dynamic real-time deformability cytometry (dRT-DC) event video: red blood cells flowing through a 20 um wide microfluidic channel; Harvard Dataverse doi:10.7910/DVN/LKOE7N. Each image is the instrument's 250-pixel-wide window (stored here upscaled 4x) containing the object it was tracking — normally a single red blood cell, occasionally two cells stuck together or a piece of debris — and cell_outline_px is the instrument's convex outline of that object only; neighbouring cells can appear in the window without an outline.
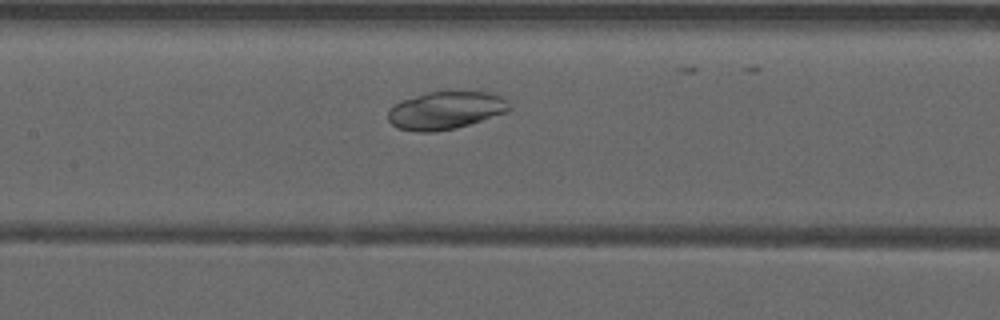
{"species": "common noctule bat (a hibernating species)", "species_latin": "Nyctalus noctula", "temperature_condition": "warm", "stored_images_in_passage": 41, "camera_frame_rate_fps": 3000, "um_per_image_px": 0.085, "animal": {"sex": "male", "forearm_length_mm": 52.5}, "frame": {"image": 1, "passage_image": 22, "time_ms": 7.0, "image_size_px": [1000, 320], "cell_outline_px": [[512, 108], [508, 112], [456, 128], [432, 132], [416, 132], [396, 128], [388, 120], [388, 108], [392, 104], [428, 92], [488, 92], [504, 96]], "centroid_in_image_um": [37.88, 9.39], "position_along_channel_um": 169.5, "area_um2": 26.82}}
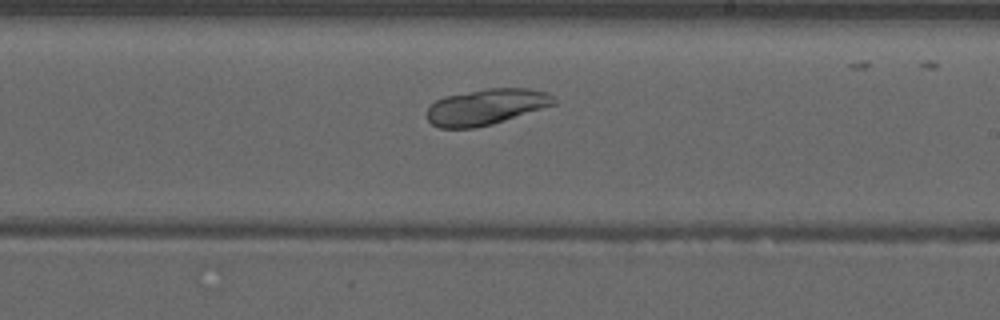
{"frame": {"image": 2, "passage_image": 28, "time_ms": 9.0, "image_size_px": [1000, 320], "cell_outline_px": [[556, 104], [492, 124], [476, 128], [440, 128], [432, 124], [428, 120], [428, 108], [436, 100], [444, 96], [488, 88], [528, 88], [548, 92], [556, 100]], "centroid_in_image_um": [41.33, 9.08], "position_along_channel_um": 247.7, "area_um2": 26.47}}
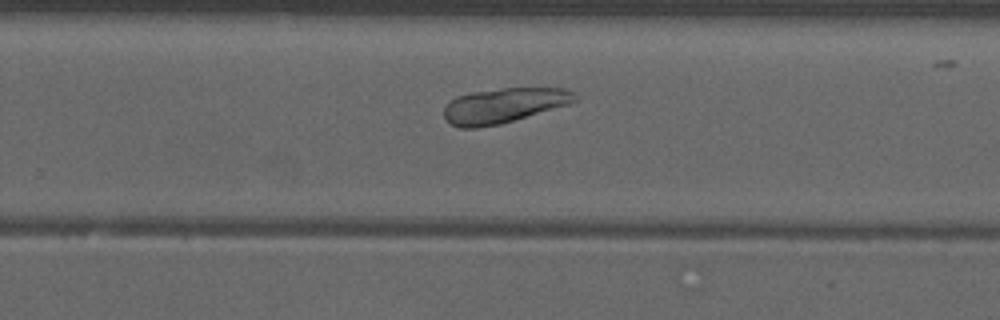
{"frame": {"image": 3, "passage_image": 31, "time_ms": 10.0, "image_size_px": [1000, 320], "cell_outline_px": [[576, 100], [568, 104], [500, 124], [476, 128], [460, 128], [444, 120], [444, 104], [456, 96], [472, 92], [504, 88], [564, 88], [572, 92], [576, 96]], "centroid_in_image_um": [42.74, 8.97], "position_along_channel_um": 287.1, "area_um2": 26.47}}